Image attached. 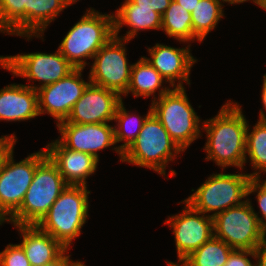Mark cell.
Returning a JSON list of instances; mask_svg holds the SVG:
<instances>
[{"label":"cell","instance_id":"obj_14","mask_svg":"<svg viewBox=\"0 0 266 266\" xmlns=\"http://www.w3.org/2000/svg\"><path fill=\"white\" fill-rule=\"evenodd\" d=\"M122 97L115 91L89 84L65 121L74 124L107 123L114 120Z\"/></svg>","mask_w":266,"mask_h":266},{"label":"cell","instance_id":"obj_18","mask_svg":"<svg viewBox=\"0 0 266 266\" xmlns=\"http://www.w3.org/2000/svg\"><path fill=\"white\" fill-rule=\"evenodd\" d=\"M39 115L36 90L15 83L0 89V121H24Z\"/></svg>","mask_w":266,"mask_h":266},{"label":"cell","instance_id":"obj_6","mask_svg":"<svg viewBox=\"0 0 266 266\" xmlns=\"http://www.w3.org/2000/svg\"><path fill=\"white\" fill-rule=\"evenodd\" d=\"M152 100V113L164 126L171 139L185 151L201 136L200 119L191 106L185 87L171 89L160 98Z\"/></svg>","mask_w":266,"mask_h":266},{"label":"cell","instance_id":"obj_24","mask_svg":"<svg viewBox=\"0 0 266 266\" xmlns=\"http://www.w3.org/2000/svg\"><path fill=\"white\" fill-rule=\"evenodd\" d=\"M152 113V106L147 115L143 118L141 116L134 117L129 112L127 113L123 102L121 101L116 109L114 121L118 122L117 127L114 126V138L115 143L125 141L118 147H114V150L120 155L122 161V153L126 151L130 145L135 141L140 130L142 129L144 121ZM136 119V120H135Z\"/></svg>","mask_w":266,"mask_h":266},{"label":"cell","instance_id":"obj_29","mask_svg":"<svg viewBox=\"0 0 266 266\" xmlns=\"http://www.w3.org/2000/svg\"><path fill=\"white\" fill-rule=\"evenodd\" d=\"M0 266H31L19 244H9L0 252Z\"/></svg>","mask_w":266,"mask_h":266},{"label":"cell","instance_id":"obj_28","mask_svg":"<svg viewBox=\"0 0 266 266\" xmlns=\"http://www.w3.org/2000/svg\"><path fill=\"white\" fill-rule=\"evenodd\" d=\"M27 0H0V32L25 35V6Z\"/></svg>","mask_w":266,"mask_h":266},{"label":"cell","instance_id":"obj_4","mask_svg":"<svg viewBox=\"0 0 266 266\" xmlns=\"http://www.w3.org/2000/svg\"><path fill=\"white\" fill-rule=\"evenodd\" d=\"M67 183L47 156L35 170L20 207L7 219L13 225H37L57 200Z\"/></svg>","mask_w":266,"mask_h":266},{"label":"cell","instance_id":"obj_43","mask_svg":"<svg viewBox=\"0 0 266 266\" xmlns=\"http://www.w3.org/2000/svg\"><path fill=\"white\" fill-rule=\"evenodd\" d=\"M7 219L0 213V225H2L3 222H6Z\"/></svg>","mask_w":266,"mask_h":266},{"label":"cell","instance_id":"obj_25","mask_svg":"<svg viewBox=\"0 0 266 266\" xmlns=\"http://www.w3.org/2000/svg\"><path fill=\"white\" fill-rule=\"evenodd\" d=\"M222 0H199L193 11V34L202 42L224 17Z\"/></svg>","mask_w":266,"mask_h":266},{"label":"cell","instance_id":"obj_30","mask_svg":"<svg viewBox=\"0 0 266 266\" xmlns=\"http://www.w3.org/2000/svg\"><path fill=\"white\" fill-rule=\"evenodd\" d=\"M257 192L256 199L263 216L258 218L260 225L266 231V179L261 182L260 178H251L248 186V196Z\"/></svg>","mask_w":266,"mask_h":266},{"label":"cell","instance_id":"obj_17","mask_svg":"<svg viewBox=\"0 0 266 266\" xmlns=\"http://www.w3.org/2000/svg\"><path fill=\"white\" fill-rule=\"evenodd\" d=\"M68 185L87 186L86 179L96 171L99 162L93 155L65 148L58 140L45 148Z\"/></svg>","mask_w":266,"mask_h":266},{"label":"cell","instance_id":"obj_42","mask_svg":"<svg viewBox=\"0 0 266 266\" xmlns=\"http://www.w3.org/2000/svg\"><path fill=\"white\" fill-rule=\"evenodd\" d=\"M71 266H85V264L80 262V261L79 262L76 261V262H73V264Z\"/></svg>","mask_w":266,"mask_h":266},{"label":"cell","instance_id":"obj_2","mask_svg":"<svg viewBox=\"0 0 266 266\" xmlns=\"http://www.w3.org/2000/svg\"><path fill=\"white\" fill-rule=\"evenodd\" d=\"M88 194L87 186L67 185L36 226L69 249L72 240L81 234V228L86 223Z\"/></svg>","mask_w":266,"mask_h":266},{"label":"cell","instance_id":"obj_23","mask_svg":"<svg viewBox=\"0 0 266 266\" xmlns=\"http://www.w3.org/2000/svg\"><path fill=\"white\" fill-rule=\"evenodd\" d=\"M162 30L169 37L177 39L179 42H189L197 39L192 29L191 13L185 10L180 4L172 0L170 6L162 14Z\"/></svg>","mask_w":266,"mask_h":266},{"label":"cell","instance_id":"obj_33","mask_svg":"<svg viewBox=\"0 0 266 266\" xmlns=\"http://www.w3.org/2000/svg\"><path fill=\"white\" fill-rule=\"evenodd\" d=\"M16 143V136L13 135H6V136H2L0 137V164L6 154V152L12 147L14 146V144Z\"/></svg>","mask_w":266,"mask_h":266},{"label":"cell","instance_id":"obj_32","mask_svg":"<svg viewBox=\"0 0 266 266\" xmlns=\"http://www.w3.org/2000/svg\"><path fill=\"white\" fill-rule=\"evenodd\" d=\"M138 8L152 9L161 16L170 6L172 0H131Z\"/></svg>","mask_w":266,"mask_h":266},{"label":"cell","instance_id":"obj_8","mask_svg":"<svg viewBox=\"0 0 266 266\" xmlns=\"http://www.w3.org/2000/svg\"><path fill=\"white\" fill-rule=\"evenodd\" d=\"M249 199L240 206L231 207L213 217L214 236L232 249L255 250L266 238Z\"/></svg>","mask_w":266,"mask_h":266},{"label":"cell","instance_id":"obj_37","mask_svg":"<svg viewBox=\"0 0 266 266\" xmlns=\"http://www.w3.org/2000/svg\"><path fill=\"white\" fill-rule=\"evenodd\" d=\"M176 3L180 4L188 12H192L199 0H175Z\"/></svg>","mask_w":266,"mask_h":266},{"label":"cell","instance_id":"obj_34","mask_svg":"<svg viewBox=\"0 0 266 266\" xmlns=\"http://www.w3.org/2000/svg\"><path fill=\"white\" fill-rule=\"evenodd\" d=\"M255 259L257 260L255 266H266V238L254 250Z\"/></svg>","mask_w":266,"mask_h":266},{"label":"cell","instance_id":"obj_3","mask_svg":"<svg viewBox=\"0 0 266 266\" xmlns=\"http://www.w3.org/2000/svg\"><path fill=\"white\" fill-rule=\"evenodd\" d=\"M113 36V13L100 14L90 8L68 31L58 50L75 68L84 69L87 64L85 58L93 59Z\"/></svg>","mask_w":266,"mask_h":266},{"label":"cell","instance_id":"obj_22","mask_svg":"<svg viewBox=\"0 0 266 266\" xmlns=\"http://www.w3.org/2000/svg\"><path fill=\"white\" fill-rule=\"evenodd\" d=\"M164 81L166 82L143 56L132 66L130 84L124 95L127 96L131 92L136 98L139 96L149 97L159 89L158 98H160L171 90L169 87L161 86Z\"/></svg>","mask_w":266,"mask_h":266},{"label":"cell","instance_id":"obj_36","mask_svg":"<svg viewBox=\"0 0 266 266\" xmlns=\"http://www.w3.org/2000/svg\"><path fill=\"white\" fill-rule=\"evenodd\" d=\"M261 99H262L263 107L266 110V74L263 77ZM259 120L260 121H266V114H265V112L262 111V109H260Z\"/></svg>","mask_w":266,"mask_h":266},{"label":"cell","instance_id":"obj_19","mask_svg":"<svg viewBox=\"0 0 266 266\" xmlns=\"http://www.w3.org/2000/svg\"><path fill=\"white\" fill-rule=\"evenodd\" d=\"M21 236L19 244L31 266H45L57 259L65 250L53 236L41 231L36 225H14Z\"/></svg>","mask_w":266,"mask_h":266},{"label":"cell","instance_id":"obj_26","mask_svg":"<svg viewBox=\"0 0 266 266\" xmlns=\"http://www.w3.org/2000/svg\"><path fill=\"white\" fill-rule=\"evenodd\" d=\"M233 250L224 241L213 236L188 256L185 261L190 266H224Z\"/></svg>","mask_w":266,"mask_h":266},{"label":"cell","instance_id":"obj_1","mask_svg":"<svg viewBox=\"0 0 266 266\" xmlns=\"http://www.w3.org/2000/svg\"><path fill=\"white\" fill-rule=\"evenodd\" d=\"M207 142L204 150L208 160H214L223 169L228 166L241 170L247 162L246 133L248 121L237 103L228 101L221 107L218 115L203 121Z\"/></svg>","mask_w":266,"mask_h":266},{"label":"cell","instance_id":"obj_21","mask_svg":"<svg viewBox=\"0 0 266 266\" xmlns=\"http://www.w3.org/2000/svg\"><path fill=\"white\" fill-rule=\"evenodd\" d=\"M24 6L25 35L17 36L28 39L32 36L42 37L48 24L67 7L62 0H27V5Z\"/></svg>","mask_w":266,"mask_h":266},{"label":"cell","instance_id":"obj_39","mask_svg":"<svg viewBox=\"0 0 266 266\" xmlns=\"http://www.w3.org/2000/svg\"><path fill=\"white\" fill-rule=\"evenodd\" d=\"M167 264L168 266H190L185 260H179V264L173 262H168Z\"/></svg>","mask_w":266,"mask_h":266},{"label":"cell","instance_id":"obj_12","mask_svg":"<svg viewBox=\"0 0 266 266\" xmlns=\"http://www.w3.org/2000/svg\"><path fill=\"white\" fill-rule=\"evenodd\" d=\"M183 212L168 217L165 224L173 228L178 260H185L214 236L213 217L195 210L188 202ZM199 215V216H198ZM201 215V216H200Z\"/></svg>","mask_w":266,"mask_h":266},{"label":"cell","instance_id":"obj_9","mask_svg":"<svg viewBox=\"0 0 266 266\" xmlns=\"http://www.w3.org/2000/svg\"><path fill=\"white\" fill-rule=\"evenodd\" d=\"M12 146L0 164V213L8 219L21 205L36 167L47 157L45 149L14 162ZM7 216V217H6Z\"/></svg>","mask_w":266,"mask_h":266},{"label":"cell","instance_id":"obj_20","mask_svg":"<svg viewBox=\"0 0 266 266\" xmlns=\"http://www.w3.org/2000/svg\"><path fill=\"white\" fill-rule=\"evenodd\" d=\"M114 36L118 37L122 26L127 25L131 29L121 39L131 40L137 36V32L144 29H161L162 16L152 9L138 8L131 0H125L122 6L113 14Z\"/></svg>","mask_w":266,"mask_h":266},{"label":"cell","instance_id":"obj_11","mask_svg":"<svg viewBox=\"0 0 266 266\" xmlns=\"http://www.w3.org/2000/svg\"><path fill=\"white\" fill-rule=\"evenodd\" d=\"M130 40L113 36L93 57L94 62L89 73L91 84L117 92L126 93L131 79L133 64L128 65L126 42Z\"/></svg>","mask_w":266,"mask_h":266},{"label":"cell","instance_id":"obj_13","mask_svg":"<svg viewBox=\"0 0 266 266\" xmlns=\"http://www.w3.org/2000/svg\"><path fill=\"white\" fill-rule=\"evenodd\" d=\"M82 71L83 68H75L61 80L37 90L40 115H51L56 118L57 124L68 118L74 104L91 83L83 80Z\"/></svg>","mask_w":266,"mask_h":266},{"label":"cell","instance_id":"obj_5","mask_svg":"<svg viewBox=\"0 0 266 266\" xmlns=\"http://www.w3.org/2000/svg\"><path fill=\"white\" fill-rule=\"evenodd\" d=\"M181 152L161 122L151 113L135 141L122 153V162L150 168L165 175L167 163Z\"/></svg>","mask_w":266,"mask_h":266},{"label":"cell","instance_id":"obj_7","mask_svg":"<svg viewBox=\"0 0 266 266\" xmlns=\"http://www.w3.org/2000/svg\"><path fill=\"white\" fill-rule=\"evenodd\" d=\"M251 177L249 174H212L207 180L190 195L188 202L195 210L206 214L214 212L211 217L234 206L246 202L242 198L248 196V186Z\"/></svg>","mask_w":266,"mask_h":266},{"label":"cell","instance_id":"obj_35","mask_svg":"<svg viewBox=\"0 0 266 266\" xmlns=\"http://www.w3.org/2000/svg\"><path fill=\"white\" fill-rule=\"evenodd\" d=\"M67 249L57 258L55 259L53 262L48 263L45 266H71L73 264V261L70 260V256L66 255L65 253H67Z\"/></svg>","mask_w":266,"mask_h":266},{"label":"cell","instance_id":"obj_31","mask_svg":"<svg viewBox=\"0 0 266 266\" xmlns=\"http://www.w3.org/2000/svg\"><path fill=\"white\" fill-rule=\"evenodd\" d=\"M248 256L255 258L254 251L234 249L224 266H255V263H252Z\"/></svg>","mask_w":266,"mask_h":266},{"label":"cell","instance_id":"obj_38","mask_svg":"<svg viewBox=\"0 0 266 266\" xmlns=\"http://www.w3.org/2000/svg\"><path fill=\"white\" fill-rule=\"evenodd\" d=\"M222 1H223V3H224V2H226V3L228 2V3H230V4H237V3L239 4V3H243V2H245V1L247 2V1H249V0H222ZM252 1H253L255 4H257V1H258V0H252Z\"/></svg>","mask_w":266,"mask_h":266},{"label":"cell","instance_id":"obj_10","mask_svg":"<svg viewBox=\"0 0 266 266\" xmlns=\"http://www.w3.org/2000/svg\"><path fill=\"white\" fill-rule=\"evenodd\" d=\"M0 66L12 72L14 76L40 81V86H29L36 91L61 80L75 69L59 50L54 54L35 52L0 56Z\"/></svg>","mask_w":266,"mask_h":266},{"label":"cell","instance_id":"obj_40","mask_svg":"<svg viewBox=\"0 0 266 266\" xmlns=\"http://www.w3.org/2000/svg\"><path fill=\"white\" fill-rule=\"evenodd\" d=\"M257 5L266 10V0H258Z\"/></svg>","mask_w":266,"mask_h":266},{"label":"cell","instance_id":"obj_41","mask_svg":"<svg viewBox=\"0 0 266 266\" xmlns=\"http://www.w3.org/2000/svg\"><path fill=\"white\" fill-rule=\"evenodd\" d=\"M63 3L68 7L70 6L71 4H74L76 3L78 0H62Z\"/></svg>","mask_w":266,"mask_h":266},{"label":"cell","instance_id":"obj_16","mask_svg":"<svg viewBox=\"0 0 266 266\" xmlns=\"http://www.w3.org/2000/svg\"><path fill=\"white\" fill-rule=\"evenodd\" d=\"M187 46L189 47L173 48L157 43L154 47L148 48L151 58H144L172 87L184 88L183 81L190 85L191 67L197 62L190 53V44Z\"/></svg>","mask_w":266,"mask_h":266},{"label":"cell","instance_id":"obj_27","mask_svg":"<svg viewBox=\"0 0 266 266\" xmlns=\"http://www.w3.org/2000/svg\"><path fill=\"white\" fill-rule=\"evenodd\" d=\"M247 126L246 153L257 171L249 175L251 178H261V172L266 173V121L258 120L252 132H249V124Z\"/></svg>","mask_w":266,"mask_h":266},{"label":"cell","instance_id":"obj_15","mask_svg":"<svg viewBox=\"0 0 266 266\" xmlns=\"http://www.w3.org/2000/svg\"><path fill=\"white\" fill-rule=\"evenodd\" d=\"M59 133L57 139L65 148L93 155L99 160V152L106 147L114 146V126L107 123L74 124L60 122L57 124Z\"/></svg>","mask_w":266,"mask_h":266}]
</instances>
